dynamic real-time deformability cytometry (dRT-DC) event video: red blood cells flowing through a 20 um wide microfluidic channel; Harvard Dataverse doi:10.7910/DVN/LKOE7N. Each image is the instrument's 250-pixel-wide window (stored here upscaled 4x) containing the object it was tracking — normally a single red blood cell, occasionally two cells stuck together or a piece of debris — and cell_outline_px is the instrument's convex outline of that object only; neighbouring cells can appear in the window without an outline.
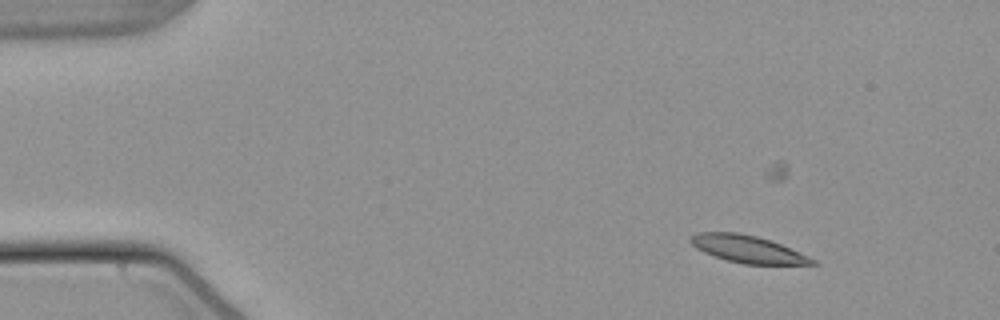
{"species": "common noctule bat (a hibernating species)", "species_latin": "Nyctalus noctula", "temperature_condition": "warm", "stored_images_in_passage": 58, "camera_frame_rate_fps": 3000, "um_per_image_px": 0.085, "animal": {"sex": "male", "body_mass_g": 21.5, "forearm_length_mm": 52.0}, "frame": {"image": 1, "passage_image": 9, "time_ms": 2.667, "image_size_px": [1000, 320], "cell_outline_px": [[820, 264], [744, 264], [728, 260], [704, 252], [696, 248], [688, 240], [688, 236], [696, 232], [736, 232], [756, 236], [780, 244], [800, 252], [816, 260]], "centroid_in_image_um": [63.52, 21.16], "position_along_channel_um": 21.5, "area_um2": 19.19}}
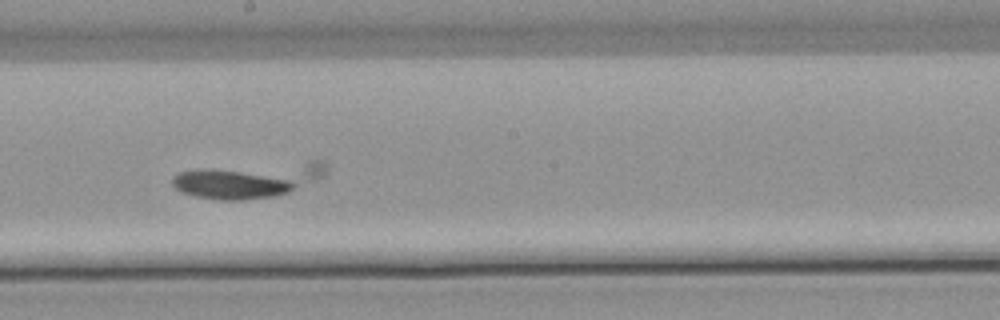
{"frame": {"image": 2, "passage_image": 33, "time_ms": 10.667, "image_size_px": [1000, 320], "cell_outline_px": [[328, 168], [316, 180], [288, 192], [276, 196], [244, 200], [220, 200], [196, 196], [180, 192], [172, 184], [172, 180], [180, 172], [196, 168], [312, 160], [320, 160]], "centroid_in_image_um": [21.1, 15.28], "position_along_channel_um": 227.1, "area_um2": 31.62}}
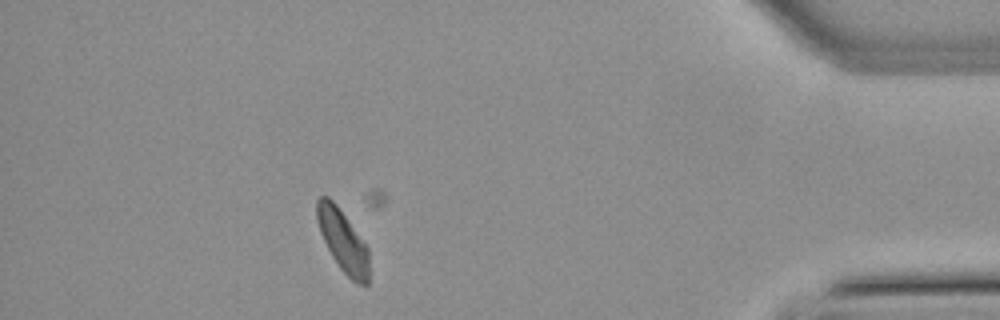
{"frame": {"image": 3, "passage_image": 51, "time_ms": 16.667, "image_size_px": [1000, 320], "cell_outline_px": [[368, 284], [356, 284], [340, 268], [332, 256], [320, 232], [316, 220], [316, 200], [320, 196], [328, 196], [336, 204], [368, 248]], "centroid_in_image_um": [29.12, 20.45], "position_along_channel_um": 406.1, "area_um2": 18.5}}